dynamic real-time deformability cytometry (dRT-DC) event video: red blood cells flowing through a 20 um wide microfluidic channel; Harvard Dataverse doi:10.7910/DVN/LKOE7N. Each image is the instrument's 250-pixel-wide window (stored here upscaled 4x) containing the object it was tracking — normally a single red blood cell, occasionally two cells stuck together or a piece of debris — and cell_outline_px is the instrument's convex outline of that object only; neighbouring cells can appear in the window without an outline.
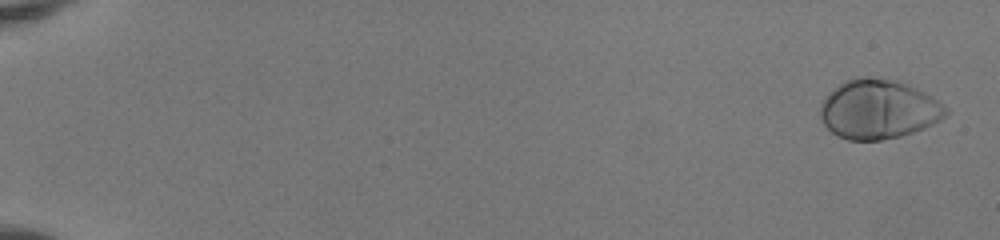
{"species": "human", "species_latin": "Homo sapiens", "temperature_condition": "room temperature", "stored_images_in_passage": 52, "camera_frame_rate_fps": 3000, "um_per_image_px": 0.085, "donor": {"sex": "female"}, "frame": {"image": 1, "passage_image": 2, "time_ms": 0.333, "image_size_px": [1000, 240], "cell_outline_px": [[948, 112], [940, 120], [924, 128], [900, 136], [880, 140], [848, 140], [836, 136], [824, 124], [820, 116], [820, 104], [824, 96], [832, 88], [848, 80], [868, 76], [888, 80], [904, 84], [924, 92], [932, 96], [944, 104], [948, 108]], "centroid_in_image_um": [74.64, 9.31], "position_along_channel_um": 10.4, "area_um2": 43.12}}
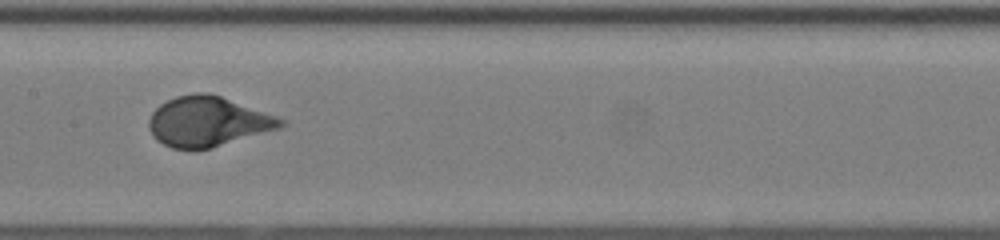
{"frame": {"image": 2, "passage_image": 29, "time_ms": 9.333, "image_size_px": [1000, 240], "cell_outline_px": [[284, 124], [280, 128], [196, 152], [172, 148], [156, 140], [152, 136], [148, 128], [148, 120], [152, 112], [160, 104], [176, 96], [196, 92], [208, 92], [220, 96], [276, 116], [284, 120]], "centroid_in_image_um": [17.6, 10.35], "position_along_channel_um": 189.8, "area_um2": 38.49}}
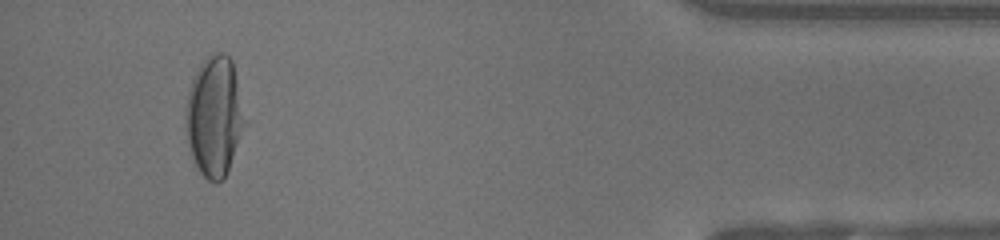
{"frame": {"image": 3, "passage_image": 49, "time_ms": 16.0, "image_size_px": [1000, 240], "cell_outline_px": [[248, 124], [228, 172], [216, 184], [208, 180], [200, 172], [192, 156], [188, 144], [184, 124], [184, 116], [188, 92], [192, 80], [200, 64], [208, 56], [216, 52], [224, 52], [232, 60], [248, 120]], "centroid_in_image_um": [18.26, 9.9], "position_along_channel_um": 416.9, "area_um2": 42.31}, "authors_computed_cell_mechanics": {"area_um2": 39.3907, "velocity_mm_per_s": 4.1436, "shape_relaxation_time_tau1_ms": 2.5287, "shape_relaxation_time_tau2_ms": null, "deformation_change_tau1": 0.1876, "deformation_change_tau2": null}}